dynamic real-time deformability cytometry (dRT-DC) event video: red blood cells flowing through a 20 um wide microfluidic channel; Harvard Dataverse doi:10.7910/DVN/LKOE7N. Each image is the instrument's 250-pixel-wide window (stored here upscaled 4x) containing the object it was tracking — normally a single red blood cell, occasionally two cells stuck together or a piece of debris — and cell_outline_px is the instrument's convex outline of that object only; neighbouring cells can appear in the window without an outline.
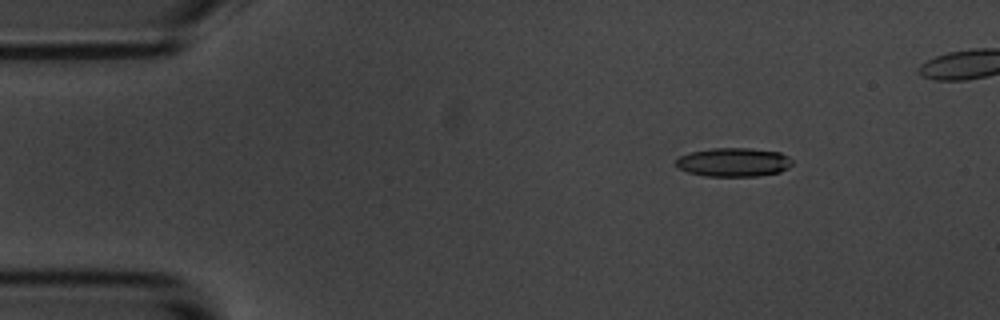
{"species": "common noctule bat (a hibernating species)", "species_latin": "Nyctalus noctula", "temperature_condition": "room temperature", "stored_images_in_passage": 48, "camera_frame_rate_fps": 3000, "um_per_image_px": 0.085, "animal": {"sex": "male", "body_mass_g": 20.1, "forearm_length_mm": 53.5}, "frame": {"image": 1, "passage_image": 4, "time_ms": 1.0, "image_size_px": [1000, 320], "cell_outline_px": [[792, 164], [788, 168], [780, 172], [756, 176], [704, 176], [688, 172], [680, 168], [676, 164], [676, 160], [680, 156], [692, 152], [712, 148], [748, 148], [780, 152], [788, 156], [792, 160]], "centroid_in_image_um": [62.38, 13.79], "position_along_channel_um": 22.6, "area_um2": 19.42}}
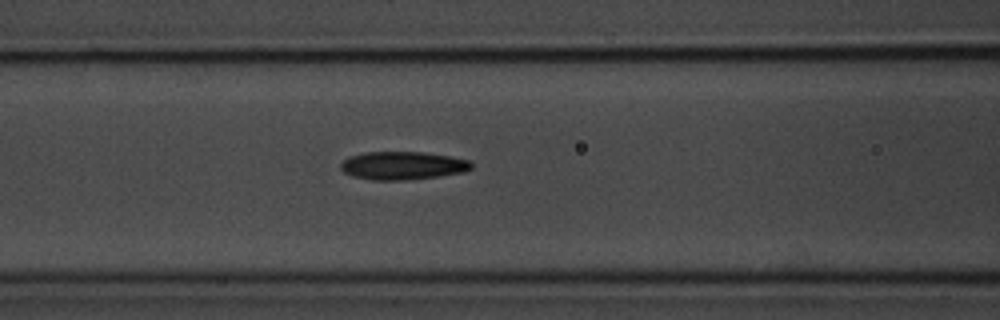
{"frame": {"image": 2, "passage_image": 19, "time_ms": 6.0, "image_size_px": [1000, 320], "cell_outline_px": [[472, 168], [464, 172], [408, 180], [372, 180], [352, 176], [344, 172], [340, 168], [340, 164], [348, 156], [368, 152], [424, 152], [448, 156], [468, 160], [472, 164]], "centroid_in_image_um": [34.19, 14.07], "position_along_channel_um": 132.4, "area_um2": 21.33}}
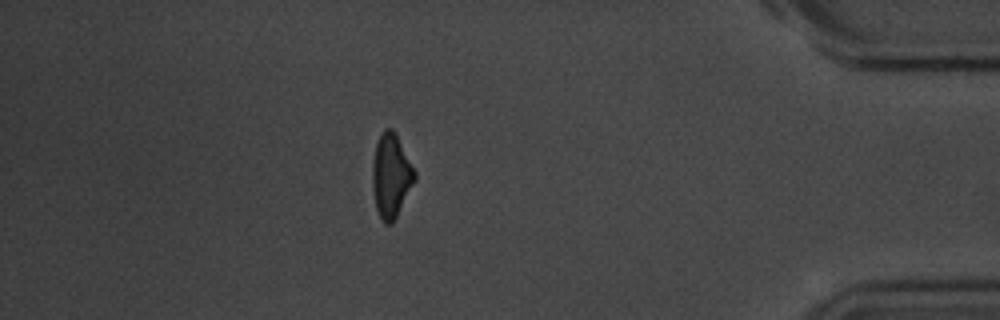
{"frame": {"image": 3, "passage_image": 45, "time_ms": 14.667, "image_size_px": [1000, 320], "cell_outline_px": [[416, 180], [392, 224], [384, 224], [376, 208], [372, 188], [372, 164], [376, 144], [380, 132], [384, 128], [392, 128], [416, 172]], "centroid_in_image_um": [33.23, 14.94], "position_along_channel_um": 402.0, "area_um2": 20.58}}